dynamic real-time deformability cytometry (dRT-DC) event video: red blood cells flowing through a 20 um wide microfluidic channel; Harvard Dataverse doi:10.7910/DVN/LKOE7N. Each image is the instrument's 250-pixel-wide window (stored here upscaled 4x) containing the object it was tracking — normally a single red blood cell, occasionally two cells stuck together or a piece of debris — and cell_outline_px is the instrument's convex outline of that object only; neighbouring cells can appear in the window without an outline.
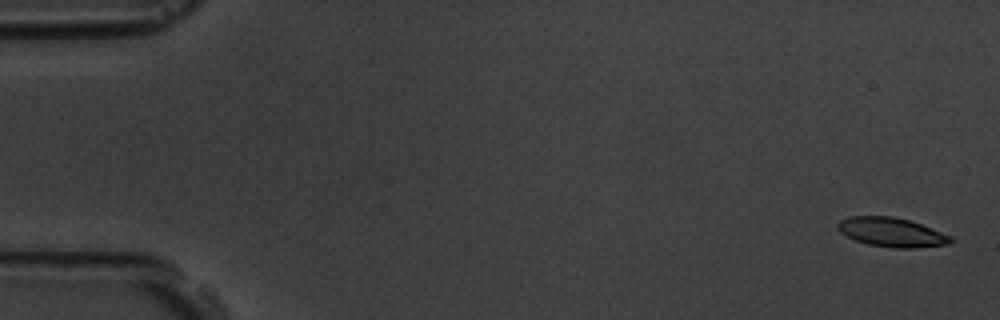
{"species": "common noctule bat (a hibernating species)", "species_latin": "Nyctalus noctula", "temperature_condition": "room temperature", "stored_images_in_passage": 9, "camera_frame_rate_fps": 3000, "um_per_image_px": 0.085, "animal": {"sex": "male", "body_mass_g": 19.5, "forearm_length_mm": 54.6}, "frame": {"image": 1, "passage_image": 1, "time_ms": 0.0, "image_size_px": [1000, 320], "cell_outline_px": [[952, 240], [948, 244], [916, 248], [896, 248], [868, 244], [856, 240], [840, 232], [836, 228], [836, 224], [840, 220], [848, 216], [892, 216], [908, 220], [920, 224], [952, 236]], "centroid_in_image_um": [75.76, 19.73], "position_along_channel_um": 9.2, "area_um2": 19.07}}
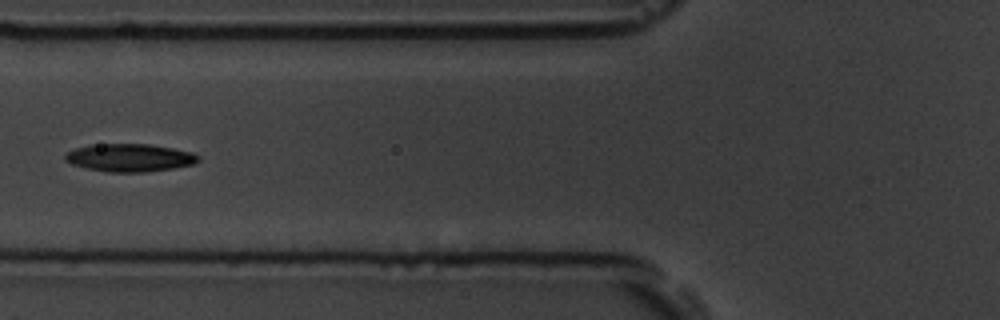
{"frame": {"image": 2, "passage_image": 7, "time_ms": 7.0, "image_size_px": [1000, 320], "cell_outline_px": [[200, 160], [192, 164], [172, 168], [144, 172], [108, 172], [88, 168], [72, 164], [64, 160], [64, 156], [68, 152], [76, 148], [88, 144], [148, 144], [172, 148], [192, 152], [200, 156]], "centroid_in_image_um": [11.01, 13.4], "position_along_channel_um": 114.8, "area_um2": 21.5}}
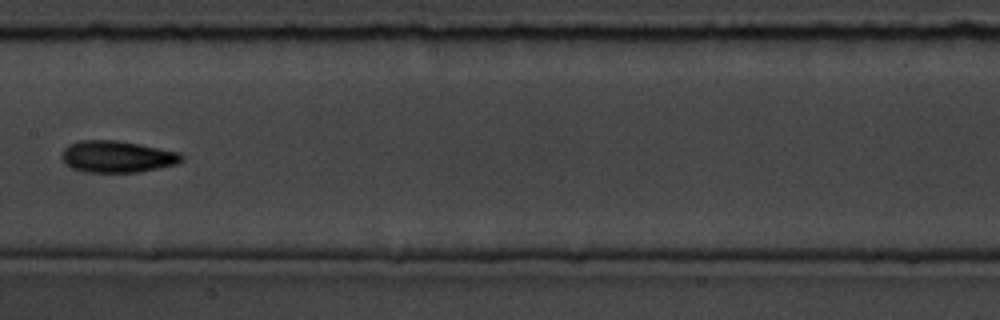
{"frame": {"image": 3, "passage_image": 9, "time_ms": 9.333, "image_size_px": [1000, 320], "cell_outline_px": [[184, 160], [176, 164], [136, 172], [84, 172], [72, 168], [60, 156], [64, 148], [68, 144], [80, 140], [116, 140], [140, 144], [180, 152], [184, 156]], "centroid_in_image_um": [9.96, 13.3], "position_along_channel_um": 197.4, "area_um2": 22.14}}